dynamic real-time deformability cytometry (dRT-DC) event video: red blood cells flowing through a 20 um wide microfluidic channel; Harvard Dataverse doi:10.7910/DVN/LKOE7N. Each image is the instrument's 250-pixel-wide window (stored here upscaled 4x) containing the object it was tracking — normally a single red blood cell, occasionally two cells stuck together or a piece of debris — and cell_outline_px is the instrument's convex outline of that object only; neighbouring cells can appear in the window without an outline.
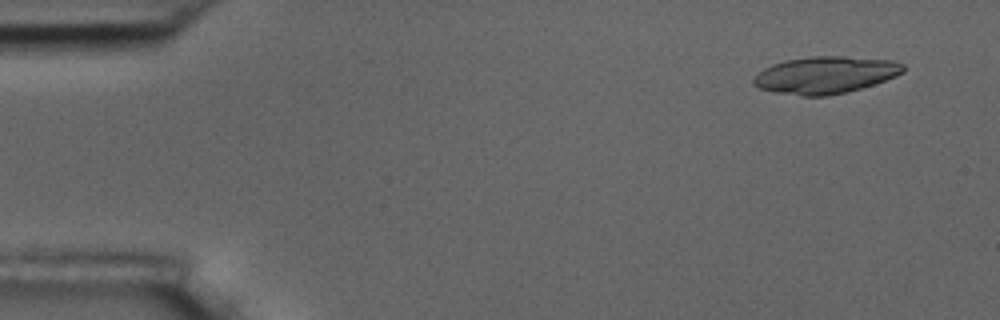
{"species": "common noctule bat (a hibernating species)", "species_latin": "Nyctalus noctula", "temperature_condition": "room temperature", "stored_images_in_passage": 5, "camera_frame_rate_fps": 3000, "um_per_image_px": 0.085, "animal": {"sex": "male", "body_mass_g": 17.5, "forearm_length_mm": 52.3}, "frame": {"image": 1, "passage_image": 1, "time_ms": 0.0, "image_size_px": [1000, 320], "cell_outline_px": [[904, 72], [896, 76], [860, 88], [828, 96], [800, 96], [772, 92], [760, 88], [752, 84], [752, 80], [756, 72], [772, 64], [788, 60], [808, 56], [844, 56], [892, 60], [904, 64]], "centroid_in_image_um": [70.11, 6.37], "position_along_channel_um": 14.9, "area_um2": 32.43}}
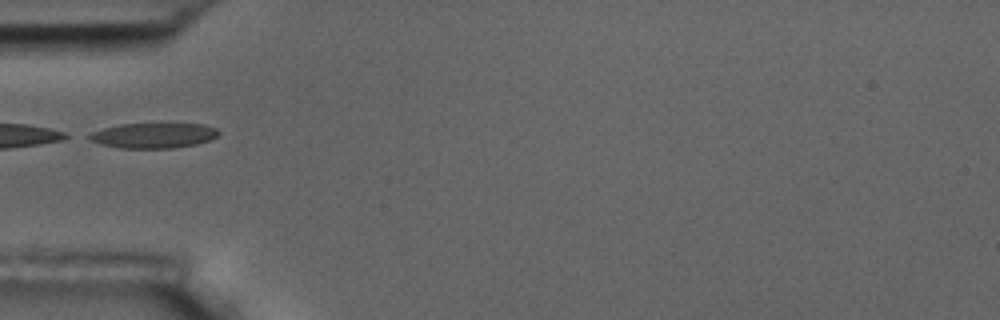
{"frame": {"image": 2, "passage_image": 5, "time_ms": 4.667, "image_size_px": [1000, 320], "cell_outline_px": [[220, 132], [212, 140], [196, 144], [172, 148], [120, 148], [100, 144], [88, 140], [84, 136], [92, 132], [104, 128], [120, 124], [204, 124], [216, 128]], "centroid_in_image_um": [13.02, 11.52], "position_along_channel_um": 72.0, "area_um2": 19.07}}